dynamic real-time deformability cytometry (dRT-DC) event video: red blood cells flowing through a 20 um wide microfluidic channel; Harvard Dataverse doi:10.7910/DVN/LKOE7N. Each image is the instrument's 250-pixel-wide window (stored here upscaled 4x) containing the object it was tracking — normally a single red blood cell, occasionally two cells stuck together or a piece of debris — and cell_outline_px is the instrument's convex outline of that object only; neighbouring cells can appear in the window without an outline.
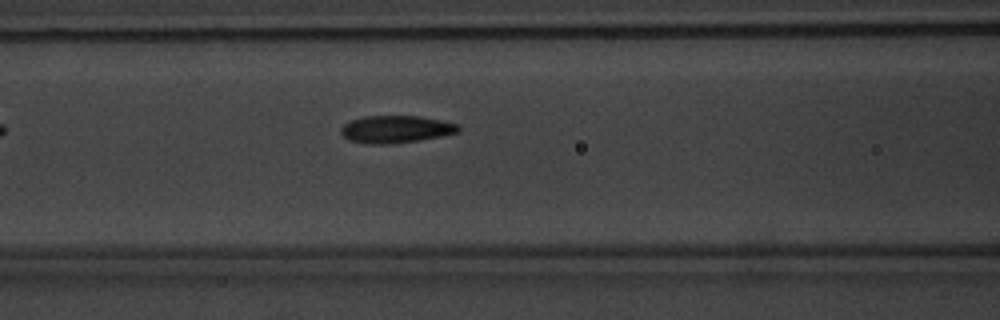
{"species": "common noctule bat (a hibernating species)", "species_latin": "Nyctalus noctula", "temperature_condition": "warm", "stored_images_in_passage": 5, "camera_frame_rate_fps": 3000, "um_per_image_px": 0.085, "animal": {"sex": "male", "body_mass_g": 20.1, "forearm_length_mm": 53.5}, "frame": {"image": 1, "passage_image": 5, "time_ms": 4.667, "image_size_px": [1000, 320], "cell_outline_px": [[460, 132], [420, 140], [388, 144], [372, 144], [348, 140], [340, 132], [340, 128], [344, 124], [352, 120], [364, 116], [420, 116], [460, 124]], "centroid_in_image_um": [33.66, 10.98], "position_along_channel_um": 132.9, "area_um2": 18.73}}